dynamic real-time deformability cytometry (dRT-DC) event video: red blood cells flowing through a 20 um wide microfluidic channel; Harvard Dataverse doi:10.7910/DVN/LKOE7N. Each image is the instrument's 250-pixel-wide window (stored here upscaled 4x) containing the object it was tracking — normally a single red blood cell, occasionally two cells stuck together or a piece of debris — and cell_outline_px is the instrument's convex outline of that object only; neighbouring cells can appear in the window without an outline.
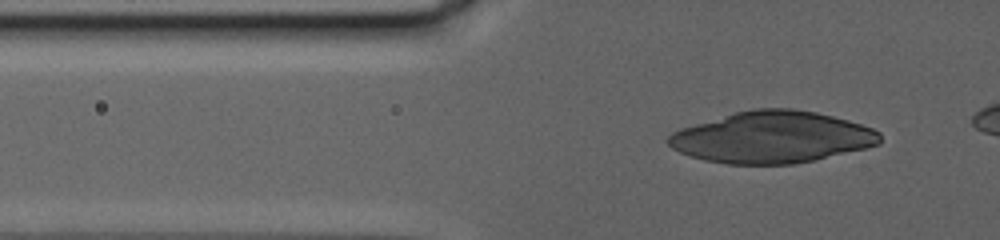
{"species": "human", "species_latin": "Homo sapiens", "temperature_condition": "warm", "stored_images_in_passage": 110, "camera_frame_rate_fps": 3000, "um_per_image_px": 0.085, "donor": {"sex": "female"}, "frame": {"image": 1, "passage_image": 39, "time_ms": 12.667, "image_size_px": [1000, 240], "cell_outline_px": [[880, 144], [864, 148], [812, 160], [792, 164], [728, 164], [704, 160], [680, 152], [672, 148], [664, 140], [672, 132], [680, 128], [736, 112], [752, 108], [792, 108], [816, 112], [848, 120], [872, 128], [880, 132]], "centroid_in_image_um": [65.59, 11.66], "position_along_channel_um": 60.2, "area_um2": 63.35}}